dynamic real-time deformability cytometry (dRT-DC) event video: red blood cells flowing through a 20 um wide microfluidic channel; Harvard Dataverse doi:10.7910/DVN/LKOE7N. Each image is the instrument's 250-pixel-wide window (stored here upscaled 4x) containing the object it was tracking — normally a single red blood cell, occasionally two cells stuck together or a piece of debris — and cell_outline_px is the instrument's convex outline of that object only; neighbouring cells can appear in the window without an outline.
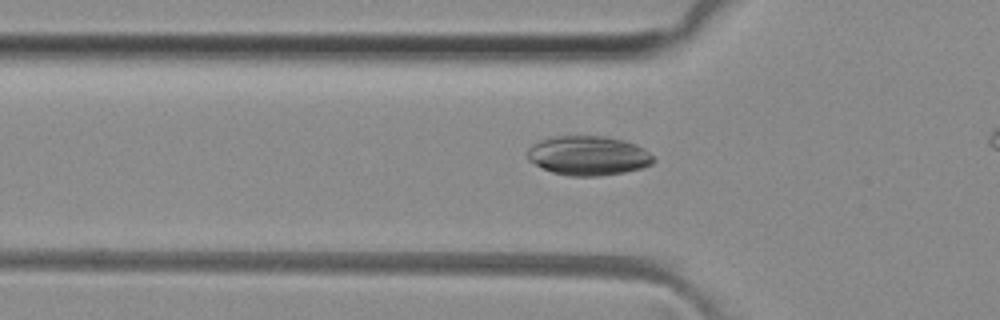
{"species": "common noctule bat (a hibernating species)", "species_latin": "Nyctalus noctula", "temperature_condition": "room temperature", "stored_images_in_passage": 42, "camera_frame_rate_fps": 3000, "um_per_image_px": 0.085, "animal": {"sex": "female", "body_mass_g": 29.2, "forearm_length_mm": 56.3}, "frame": {"image": 1, "passage_image": 16, "time_ms": 5.0, "image_size_px": [1000, 320], "cell_outline_px": [[656, 160], [652, 164], [640, 168], [624, 172], [600, 176], [568, 176], [552, 172], [528, 160], [528, 148], [532, 144], [540, 140], [556, 136], [608, 136], [624, 140], [636, 144], [644, 148]], "centroid_in_image_um": [50.01, 13.22], "position_along_channel_um": 75.8, "area_um2": 28.96}}
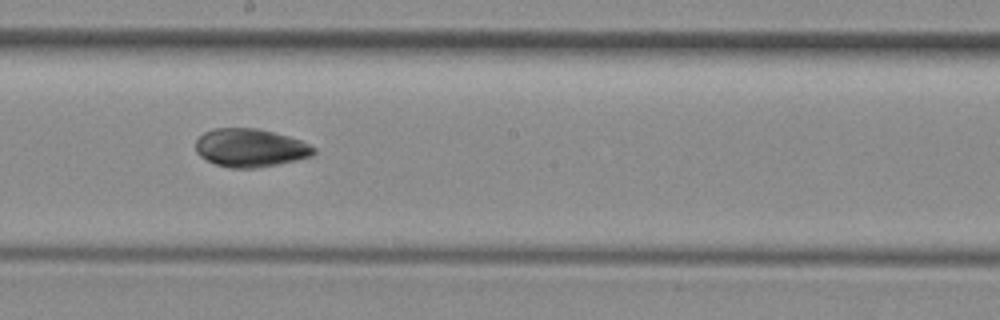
{"frame": {"image": 2, "passage_image": 27, "time_ms": 8.667, "image_size_px": [1000, 320], "cell_outline_px": [[316, 152], [312, 156], [296, 160], [256, 168], [228, 168], [216, 164], [200, 156], [196, 152], [196, 140], [204, 132], [216, 128], [256, 128], [288, 136], [300, 140], [316, 148]], "centroid_in_image_um": [21.27, 12.57], "position_along_channel_um": 226.9, "area_um2": 26.18}}
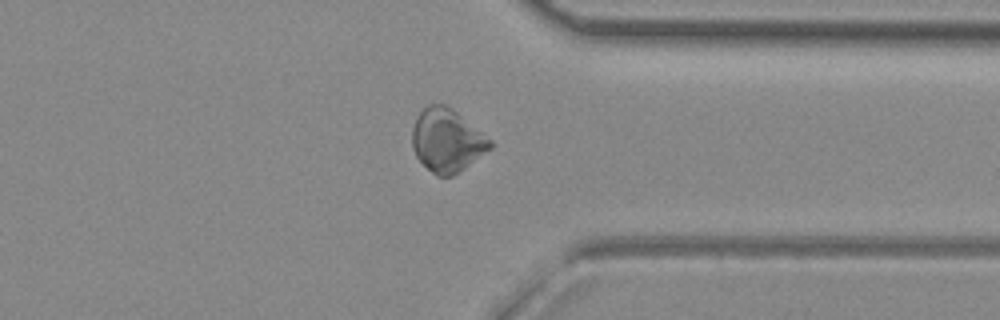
{"frame": {"image": 3, "passage_image": 38, "time_ms": 12.333, "image_size_px": [1000, 320], "cell_outline_px": [[492, 148], [460, 172], [452, 176], [436, 176], [416, 156], [412, 148], [412, 128], [416, 116], [428, 104], [444, 104], [452, 108], [492, 140]], "centroid_in_image_um": [37.99, 11.93], "position_along_channel_um": 373.4, "area_um2": 28.73}}